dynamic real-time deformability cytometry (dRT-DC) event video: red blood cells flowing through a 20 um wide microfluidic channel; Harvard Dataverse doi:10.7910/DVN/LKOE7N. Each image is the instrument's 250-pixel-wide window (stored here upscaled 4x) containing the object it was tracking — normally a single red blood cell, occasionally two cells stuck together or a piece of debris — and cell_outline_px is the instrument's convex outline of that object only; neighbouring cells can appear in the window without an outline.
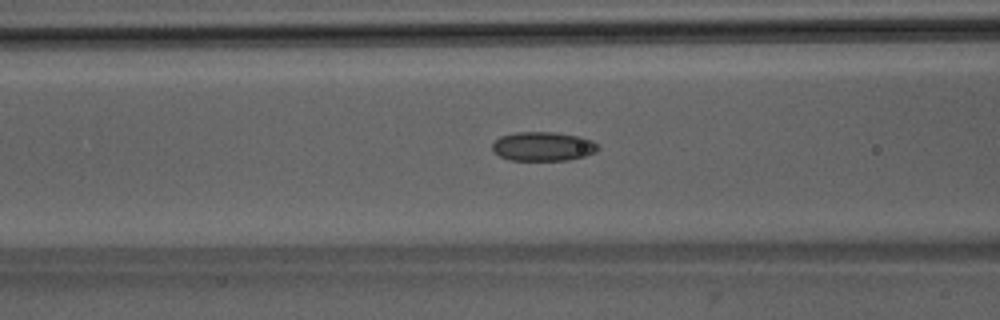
{"species": "Egyptian fruit bat (a non-hibernating species)", "species_latin": "Rousettus aegyptiacus", "temperature_condition": "room temperature", "stored_images_in_passage": 33, "camera_frame_rate_fps": 3000, "um_per_image_px": 0.085, "animal": {"sex": "male"}, "frame": {"image": 1, "passage_image": 4, "time_ms": 1.0, "image_size_px": [1000, 320], "cell_outline_px": [[600, 148], [596, 152], [584, 156], [568, 160], [508, 160], [492, 152], [492, 144], [500, 136], [516, 132], [556, 132], [580, 136], [592, 140], [600, 144]], "centroid_in_image_um": [46.18, 12.44], "position_along_channel_um": 120.4, "area_um2": 18.21}}
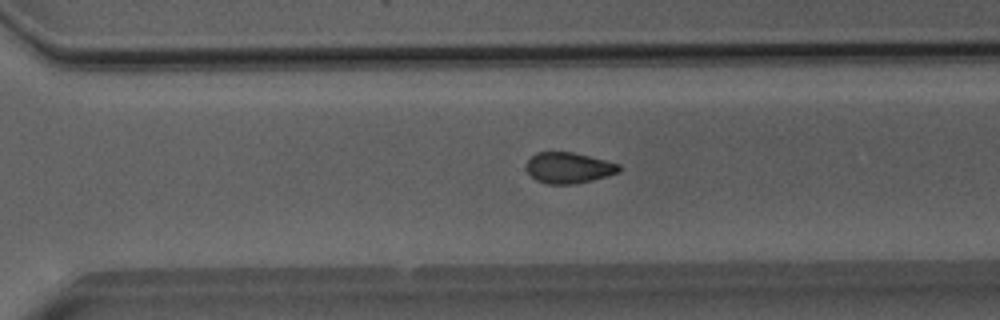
{"frame": {"image": 2, "passage_image": 19, "time_ms": 6.0, "image_size_px": [1000, 320], "cell_outline_px": [[620, 172], [608, 176], [576, 184], [548, 184], [536, 180], [528, 172], [528, 160], [536, 152], [572, 152], [620, 164]], "centroid_in_image_um": [48.36, 14.27], "position_along_channel_um": 322.2, "area_um2": 16.53}}
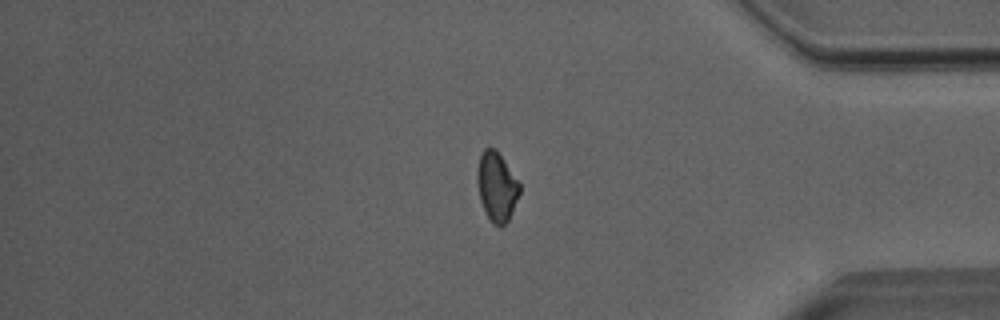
{"frame": {"image": 3, "passage_image": 26, "time_ms": 8.333, "image_size_px": [1000, 320], "cell_outline_px": [[520, 192], [512, 212], [508, 220], [500, 228], [492, 224], [480, 200], [476, 180], [476, 172], [480, 152], [484, 148], [496, 148], [520, 184]], "centroid_in_image_um": [42.2, 15.85], "position_along_channel_um": 393.0, "area_um2": 17.17}}